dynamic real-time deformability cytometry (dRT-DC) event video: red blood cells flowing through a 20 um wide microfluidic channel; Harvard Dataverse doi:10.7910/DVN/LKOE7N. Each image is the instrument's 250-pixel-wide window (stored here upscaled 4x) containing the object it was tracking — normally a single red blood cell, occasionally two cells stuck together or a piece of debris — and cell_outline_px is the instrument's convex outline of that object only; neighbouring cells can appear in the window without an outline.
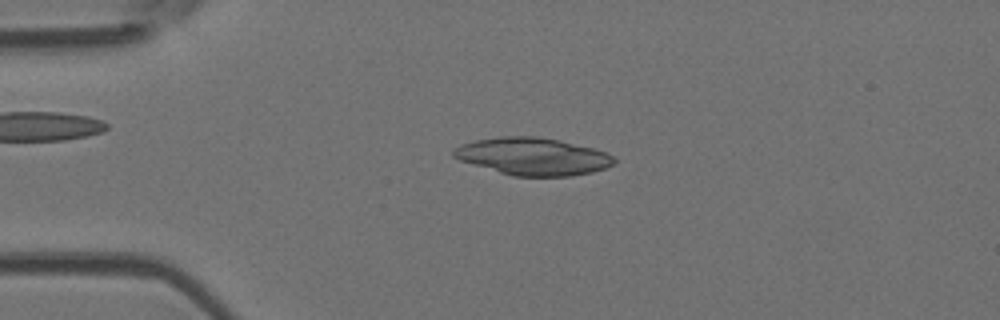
{"species": "Egyptian fruit bat (a non-hibernating species)", "species_latin": "Rousettus aegyptiacus", "temperature_condition": "room temperature", "stored_images_in_passage": 51, "camera_frame_rate_fps": 3000, "um_per_image_px": 0.085, "animal": {"sex": "female"}, "frame": {"image": 1, "passage_image": 12, "time_ms": 3.667, "image_size_px": [1000, 320], "cell_outline_px": [[616, 164], [592, 172], [572, 176], [512, 176], [460, 160], [452, 156], [452, 152], [460, 144], [476, 140], [500, 136], [536, 136], [560, 140], [608, 152], [616, 160]], "centroid_in_image_um": [45.31, 13.29], "position_along_channel_um": 39.7, "area_um2": 34.97}}